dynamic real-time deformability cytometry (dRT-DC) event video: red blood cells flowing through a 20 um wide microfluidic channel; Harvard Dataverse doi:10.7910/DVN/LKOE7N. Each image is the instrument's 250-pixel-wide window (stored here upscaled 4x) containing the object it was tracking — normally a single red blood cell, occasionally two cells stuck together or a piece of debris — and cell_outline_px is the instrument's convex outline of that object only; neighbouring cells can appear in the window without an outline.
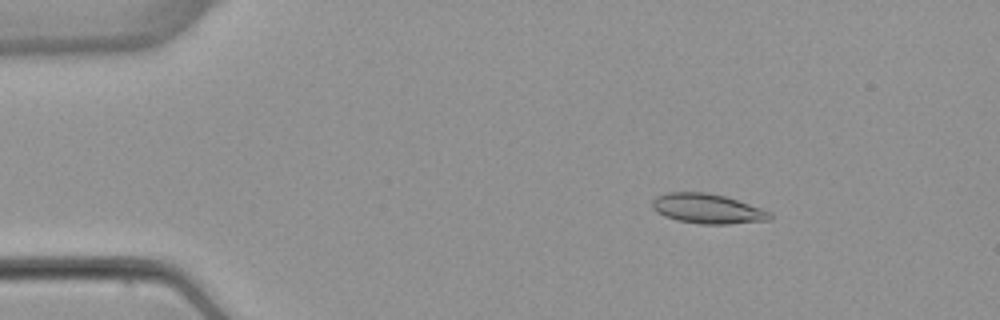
{"species": "common noctule bat (a hibernating species)", "species_latin": "Nyctalus noctula", "temperature_condition": "warm", "stored_images_in_passage": 5, "segment_of_instrument_passage": [1, 2], "camera_frame_rate_fps": 3000, "um_per_image_px": 0.085, "animal": {"sex": "female", "body_mass_g": 22.7, "forearm_length_mm": 54.2}, "frame": {"image": 1, "passage_image": 3, "time_ms": 2.333, "image_size_px": [1000, 320], "cell_outline_px": [[772, 220], [728, 224], [700, 224], [676, 220], [664, 216], [656, 212], [652, 208], [652, 200], [656, 196], [668, 192], [708, 192], [724, 196], [772, 212]], "centroid_in_image_um": [60.12, 17.74], "position_along_channel_um": 24.9, "area_um2": 20.52}}